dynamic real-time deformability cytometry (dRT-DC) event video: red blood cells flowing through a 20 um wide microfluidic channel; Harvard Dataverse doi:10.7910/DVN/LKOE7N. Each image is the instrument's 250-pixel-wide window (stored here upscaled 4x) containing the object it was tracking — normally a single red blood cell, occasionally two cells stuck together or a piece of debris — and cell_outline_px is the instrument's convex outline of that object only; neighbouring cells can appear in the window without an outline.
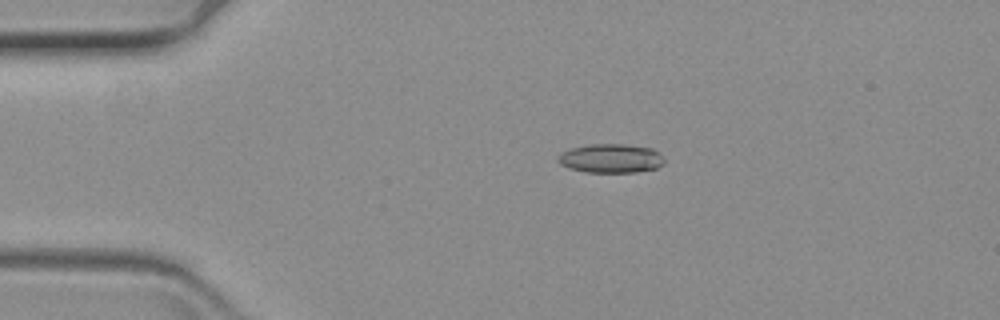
{"species": "common noctule bat (a hibernating species)", "species_latin": "Nyctalus noctula", "temperature_condition": "warm", "stored_images_in_passage": 63, "camera_frame_rate_fps": 3000, "um_per_image_px": 0.085, "animal": {"sex": "female", "body_mass_g": 19.3, "forearm_length_mm": 54.1}, "frame": {"image": 1, "passage_image": 14, "time_ms": 4.333, "image_size_px": [1000, 320], "cell_outline_px": [[664, 160], [656, 168], [636, 172], [584, 172], [568, 168], [560, 164], [556, 160], [556, 156], [560, 152], [572, 148], [588, 144], [624, 144], [652, 148]], "centroid_in_image_um": [51.83, 13.46], "position_along_channel_um": 33.2, "area_um2": 17.92}}
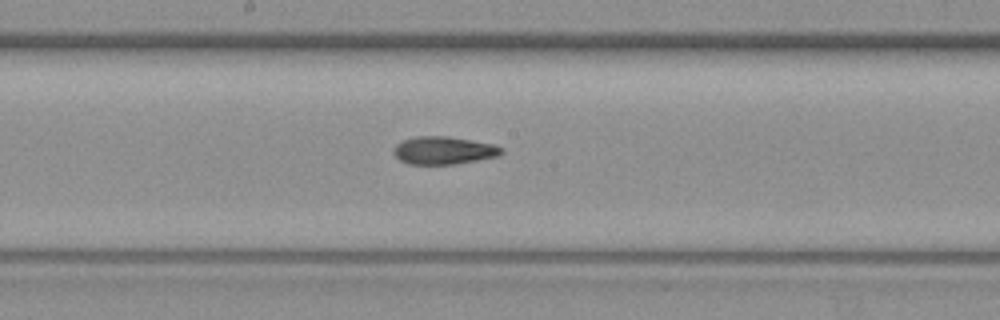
{"frame": {"image": 2, "passage_image": 34, "time_ms": 11.0, "image_size_px": [1000, 320], "cell_outline_px": [[504, 152], [500, 156], [456, 164], [408, 164], [400, 160], [392, 152], [392, 148], [396, 144], [404, 140], [416, 136], [444, 136], [492, 144], [504, 148]], "centroid_in_image_um": [37.71, 12.79], "position_along_channel_um": 210.5, "area_um2": 17.46}}
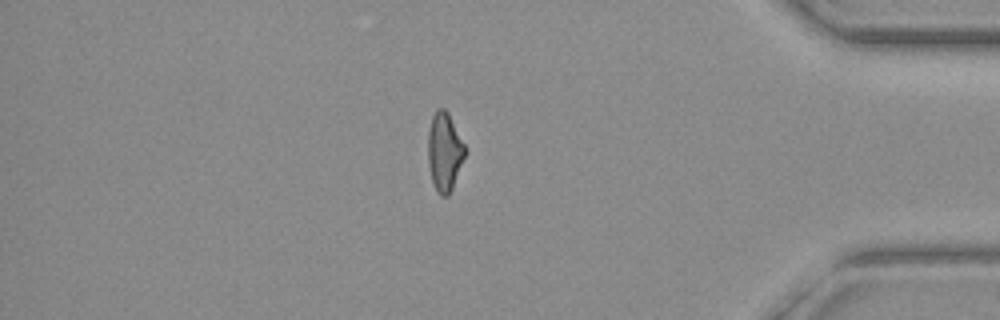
{"frame": {"image": 3, "passage_image": 54, "time_ms": 17.667, "image_size_px": [1000, 320], "cell_outline_px": [[464, 156], [452, 188], [448, 196], [440, 196], [432, 180], [428, 164], [428, 132], [432, 116], [436, 108], [444, 108], [448, 112], [464, 144]], "centroid_in_image_um": [37.75, 12.87], "position_along_channel_um": 397.4, "area_um2": 16.59}}